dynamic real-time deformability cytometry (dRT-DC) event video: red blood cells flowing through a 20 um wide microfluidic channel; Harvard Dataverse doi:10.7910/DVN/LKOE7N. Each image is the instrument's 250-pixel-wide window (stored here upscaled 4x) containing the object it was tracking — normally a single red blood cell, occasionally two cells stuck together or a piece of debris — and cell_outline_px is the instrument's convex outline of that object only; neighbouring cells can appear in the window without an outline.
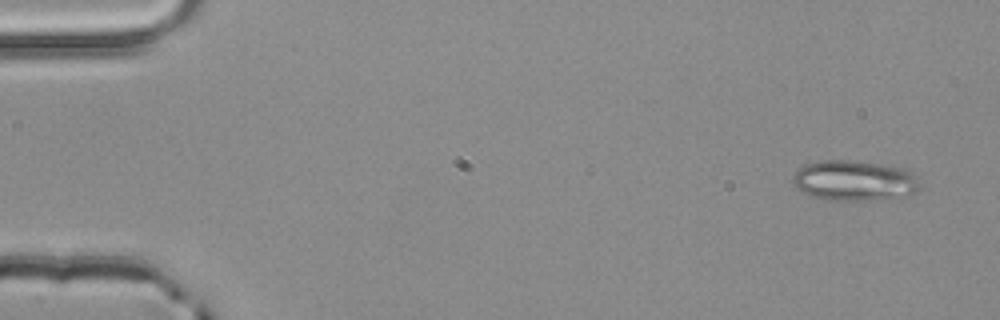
{"species": "common noctule bat (a hibernating species)", "species_latin": "Nyctalus noctula", "temperature_condition": "room temperature", "stored_images_in_passage": 3, "camera_frame_rate_fps": 3000, "um_per_image_px": 0.085, "animal": {"sex": "male", "body_mass_g": 20.4}, "frame": {"image": 1, "passage_image": 1, "time_ms": 0.0, "image_size_px": [1000, 320], "cell_outline_px": [[920, 188], [916, 192], [908, 196], [860, 200], [828, 200], [812, 196], [796, 188], [792, 184], [792, 180], [796, 172], [804, 164], [820, 160], [852, 160], [888, 164], [908, 168], [916, 176]], "centroid_in_image_um": [72.65, 15.33], "position_along_channel_um": 12.4, "area_um2": 30.23}}